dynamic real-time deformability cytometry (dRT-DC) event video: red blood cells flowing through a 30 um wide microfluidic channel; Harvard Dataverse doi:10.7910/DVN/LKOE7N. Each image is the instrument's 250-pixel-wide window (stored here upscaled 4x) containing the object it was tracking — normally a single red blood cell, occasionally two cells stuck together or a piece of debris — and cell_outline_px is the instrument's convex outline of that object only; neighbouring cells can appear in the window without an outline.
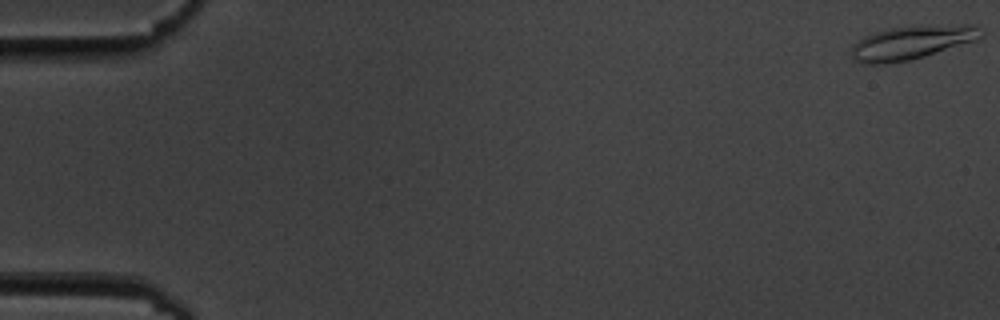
{"species": "common noctule bat (a hibernating species)", "species_latin": "Nyctalus noctula", "temperature_condition": "cold", "stored_images_in_passage": 57, "camera_frame_rate_fps": 3000, "um_per_image_px": 0.085, "animal": {"sex": "male", "body_mass_g": 19.5, "forearm_length_mm": 54.6}, "frame": {"image": 1, "passage_image": 1, "time_ms": 0.0, "image_size_px": [1000, 320], "cell_outline_px": [[984, 36], [976, 40], [924, 56], [908, 60], [884, 64], [868, 64], [852, 60], [852, 48], [856, 40], [864, 36], [876, 32], [892, 28], [964, 24], [976, 24]], "centroid_in_image_um": [77.49, 3.62], "position_along_channel_um": 7.5, "area_um2": 25.03}}
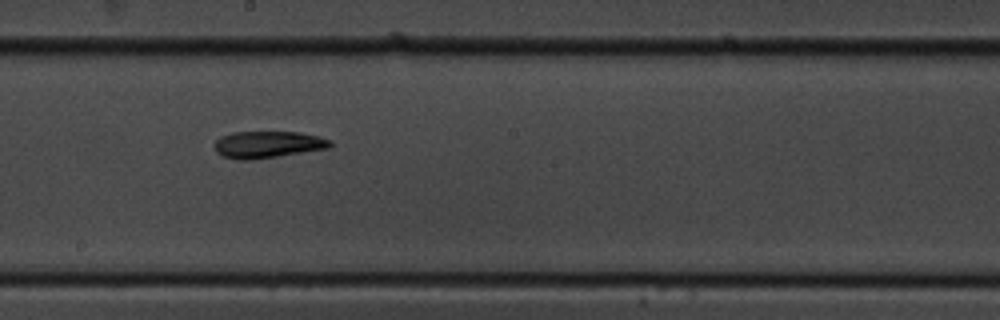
{"frame": {"image": 2, "passage_image": 32, "time_ms": 10.333, "image_size_px": [1000, 320], "cell_outline_px": [[332, 148], [252, 160], [240, 160], [224, 156], [216, 152], [212, 144], [220, 136], [232, 132], [300, 132], [320, 136], [332, 140]], "centroid_in_image_um": [22.78, 12.28], "position_along_channel_um": 225.4, "area_um2": 18.44}}
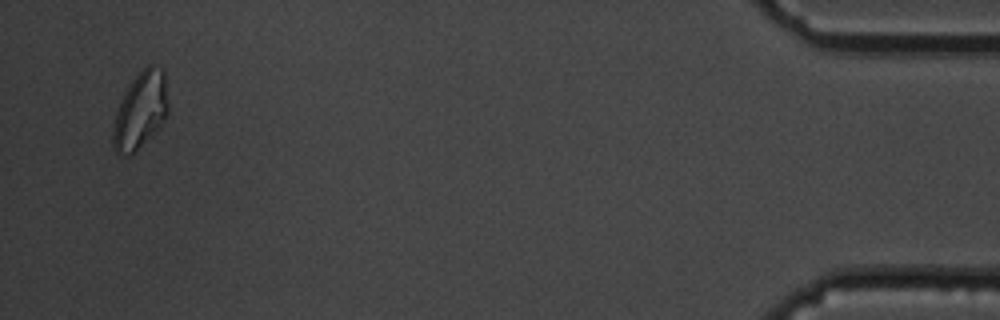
{"frame": {"image": 3, "passage_image": 55, "time_ms": 18.0, "image_size_px": [1000, 320], "cell_outline_px": [[168, 112], [164, 120], [132, 152], [124, 156], [116, 152], [112, 144], [112, 128], [124, 92], [132, 80], [148, 64], [152, 64], [160, 68], [164, 72], [168, 104]], "centroid_in_image_um": [11.93, 9.34], "position_along_channel_um": 423.3, "area_um2": 23.81}}